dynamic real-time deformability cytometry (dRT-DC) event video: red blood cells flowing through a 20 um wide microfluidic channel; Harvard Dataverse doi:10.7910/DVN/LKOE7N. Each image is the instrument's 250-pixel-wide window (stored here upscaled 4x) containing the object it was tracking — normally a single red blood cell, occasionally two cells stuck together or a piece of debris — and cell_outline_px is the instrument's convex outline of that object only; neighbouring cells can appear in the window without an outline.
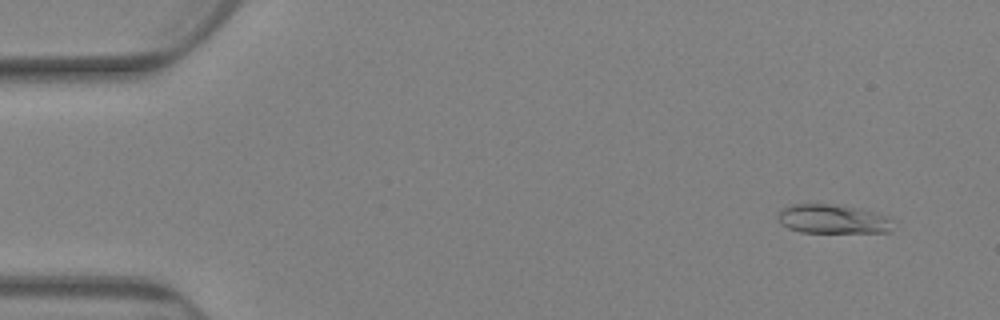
{"species": "Egyptian fruit bat (a non-hibernating species)", "species_latin": "Rousettus aegyptiacus", "temperature_condition": "warm", "stored_images_in_passage": 81, "camera_frame_rate_fps": 3000, "um_per_image_px": 0.085, "animal": {"sex": "female"}, "frame": {"image": 1, "passage_image": 4, "time_ms": 1.0, "image_size_px": [1000, 320], "cell_outline_px": [[892, 232], [800, 232], [788, 228], [776, 216], [780, 208], [788, 204], [836, 204], [860, 208], [876, 212], [888, 216], [892, 220]], "centroid_in_image_um": [70.79, 18.6], "position_along_channel_um": 14.2, "area_um2": 19.77}}
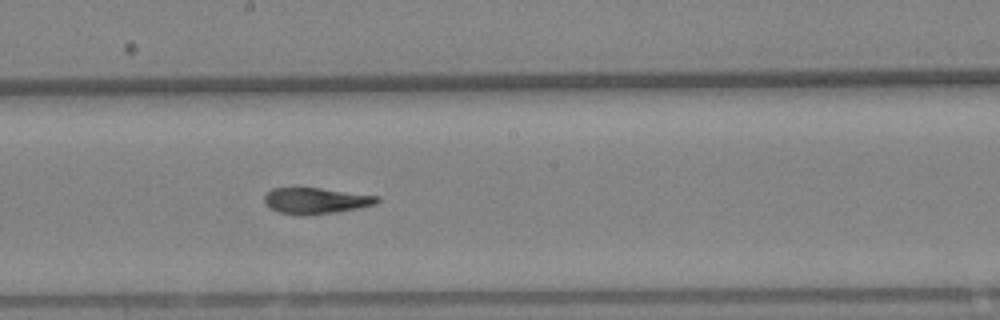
{"frame": {"image": 2, "passage_image": 44, "time_ms": 14.333, "image_size_px": [1000, 320], "cell_outline_px": [[380, 200], [376, 204], [336, 212], [308, 216], [296, 216], [280, 212], [272, 208], [264, 200], [264, 196], [272, 188], [320, 188], [380, 196]], "centroid_in_image_um": [26.86, 17.07], "position_along_channel_um": 221.3, "area_um2": 17.11}}
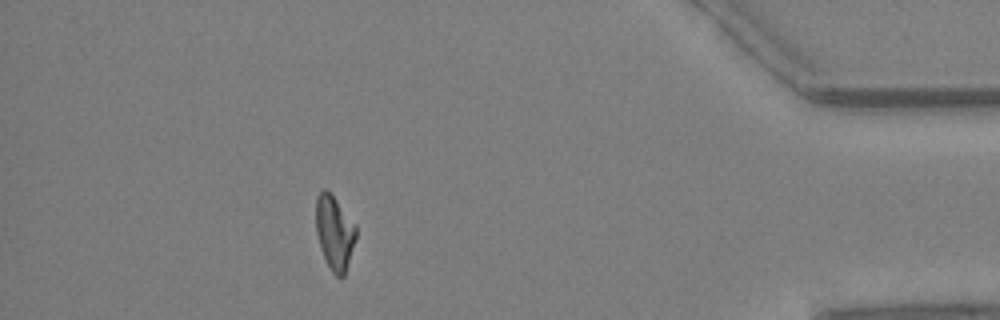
{"frame": {"image": 3, "passage_image": 72, "time_ms": 23.667, "image_size_px": [1000, 320], "cell_outline_px": [[356, 236], [344, 276], [336, 276], [332, 272], [324, 256], [316, 232], [316, 196], [324, 188], [336, 200], [356, 224]], "centroid_in_image_um": [28.43, 19.75], "position_along_channel_um": 406.8, "area_um2": 16.88}, "authors_computed_cell_mechanics": {"area_um2": 18.207, "velocity_mm_per_s": 2.4911, "shape_relaxation_time_tau1_ms": null, "shape_relaxation_time_tau2_ms": 4.9397, "deformation_change_tau1": null, "deformation_change_tau2": 0.0881}}